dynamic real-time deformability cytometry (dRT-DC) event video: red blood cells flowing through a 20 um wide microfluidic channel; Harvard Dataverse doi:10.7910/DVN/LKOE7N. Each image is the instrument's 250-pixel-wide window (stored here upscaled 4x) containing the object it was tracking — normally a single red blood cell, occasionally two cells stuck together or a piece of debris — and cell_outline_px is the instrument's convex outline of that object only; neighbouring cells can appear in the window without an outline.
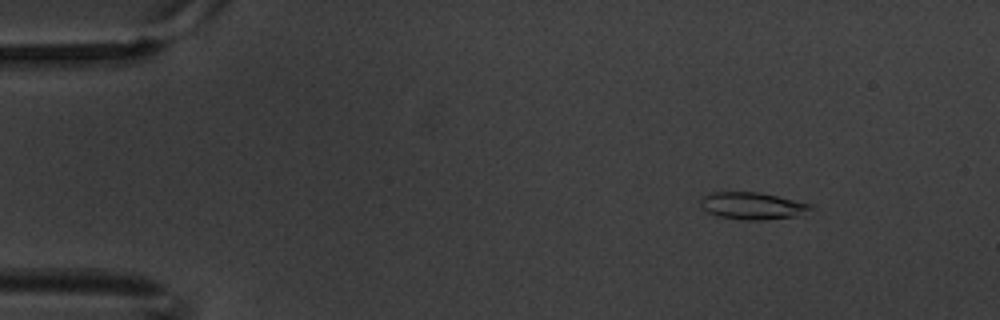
{"species": "common noctule bat (a hibernating species)", "species_latin": "Nyctalus noctula", "temperature_condition": "warm", "stored_images_in_passage": 5, "camera_frame_rate_fps": 3000, "um_per_image_px": 0.085, "animal": {"sex": "male", "body_mass_g": 20.1, "forearm_length_mm": 53.5}, "frame": {"image": 1, "passage_image": 2, "time_ms": 0.333, "image_size_px": [1000, 320], "cell_outline_px": [[816, 208], [792, 216], [760, 220], [744, 220], [720, 216], [708, 212], [700, 204], [700, 200], [704, 196], [712, 192], [760, 192], [812, 204]], "centroid_in_image_um": [63.95, 17.48], "position_along_channel_um": 21.0, "area_um2": 17.11}}
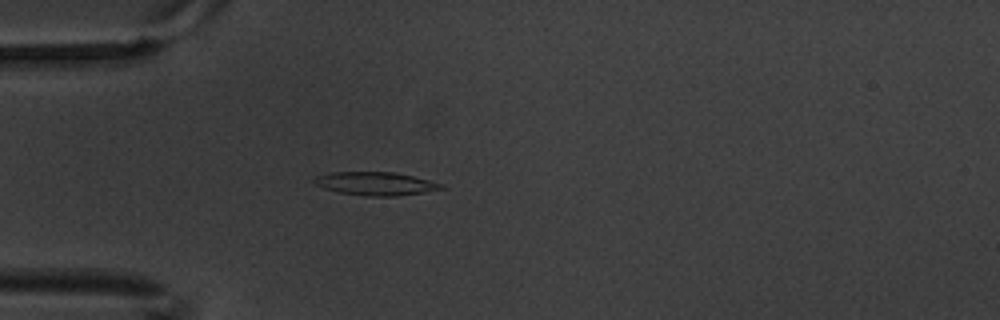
{"frame": {"image": 2, "passage_image": 5, "time_ms": 1.333, "image_size_px": [1000, 320], "cell_outline_px": [[448, 188], [424, 192], [396, 196], [364, 196], [340, 192], [324, 188], [316, 184], [312, 180], [316, 176], [332, 172], [396, 172], [444, 184]], "centroid_in_image_um": [31.96, 15.61], "position_along_channel_um": 53.0, "area_um2": 17.22}}